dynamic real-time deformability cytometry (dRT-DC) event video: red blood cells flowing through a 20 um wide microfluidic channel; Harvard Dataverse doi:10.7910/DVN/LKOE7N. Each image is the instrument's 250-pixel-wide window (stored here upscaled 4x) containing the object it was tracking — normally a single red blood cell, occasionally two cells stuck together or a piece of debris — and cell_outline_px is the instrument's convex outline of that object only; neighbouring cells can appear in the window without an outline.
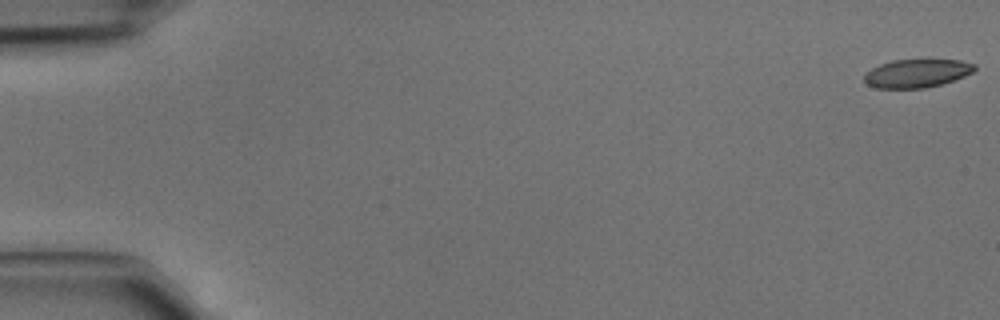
{"species": "common noctule bat (a hibernating species)", "species_latin": "Nyctalus noctula", "temperature_condition": "cold", "stored_images_in_passage": 46, "camera_frame_rate_fps": 3000, "um_per_image_px": 0.085, "animal": {"sex": "male", "body_mass_g": 15.6}, "frame": {"image": 1, "passage_image": 1, "time_ms": 0.0, "image_size_px": [1000, 320], "cell_outline_px": [[976, 68], [972, 72], [964, 76], [940, 84], [924, 88], [876, 88], [868, 84], [864, 80], [864, 72], [880, 64], [892, 60], [960, 60], [976, 64]], "centroid_in_image_um": [77.91, 6.23], "position_along_channel_um": 7.1, "area_um2": 18.09}}
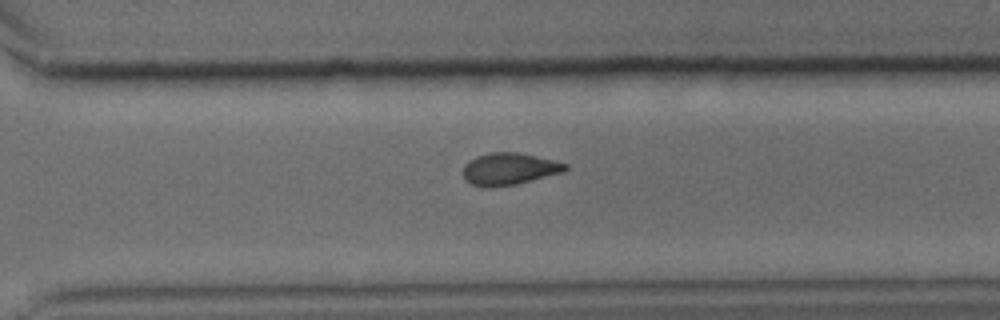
{"frame": {"image": 2, "passage_image": 33, "time_ms": 10.667, "image_size_px": [1000, 320], "cell_outline_px": [[568, 168], [564, 172], [516, 184], [488, 188], [484, 188], [472, 184], [464, 180], [464, 164], [468, 160], [476, 156], [488, 152], [516, 152], [552, 160], [568, 164]], "centroid_in_image_um": [43.24, 14.36], "position_along_channel_um": 327.4, "area_um2": 19.13}}
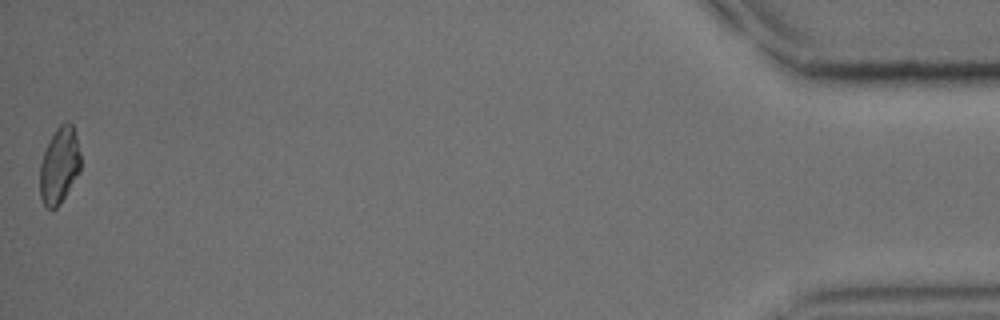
{"frame": {"image": 3, "passage_image": 46, "time_ms": 15.0, "image_size_px": [1000, 320], "cell_outline_px": [[80, 172], [60, 204], [52, 212], [44, 204], [40, 196], [40, 164], [44, 152], [56, 128], [60, 124], [68, 120], [72, 124], [76, 136], [80, 152]], "centroid_in_image_um": [5.05, 14.08], "position_along_channel_um": 430.1, "area_um2": 18.15}}